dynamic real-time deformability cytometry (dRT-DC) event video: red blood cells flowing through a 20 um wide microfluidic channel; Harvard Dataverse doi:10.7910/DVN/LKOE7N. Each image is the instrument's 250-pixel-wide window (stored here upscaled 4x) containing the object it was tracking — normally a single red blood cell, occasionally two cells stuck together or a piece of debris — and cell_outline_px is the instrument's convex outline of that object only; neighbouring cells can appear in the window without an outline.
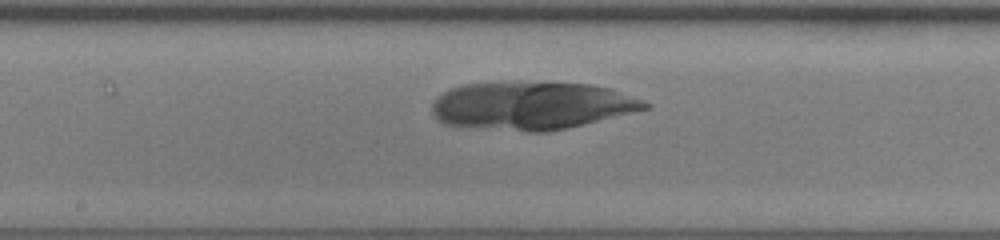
{"species": "human", "species_latin": "Homo sapiens", "temperature_condition": "room temperature", "stored_images_in_passage": 24, "camera_frame_rate_fps": 3000, "um_per_image_px": 0.085, "donor": {"sex": "female"}, "frame": {"image": 1, "passage_image": 11, "time_ms": 3.333, "image_size_px": [1000, 240], "cell_outline_px": [[652, 104], [648, 108], [568, 128], [548, 132], [528, 132], [444, 124], [432, 116], [432, 104], [436, 96], [448, 88], [464, 84], [592, 84], [608, 88], [644, 100]], "centroid_in_image_um": [45.15, 9.01], "position_along_channel_um": 203.0, "area_um2": 58.44}}
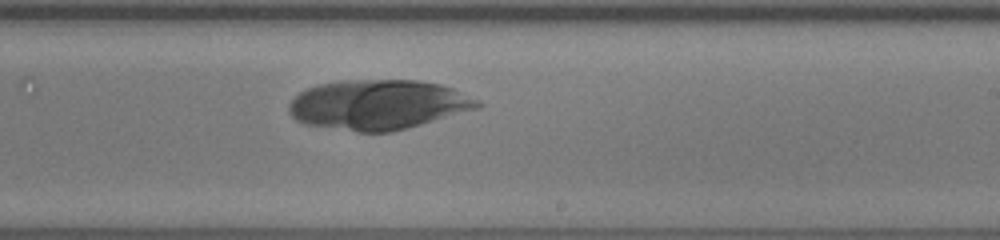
{"frame": {"image": 2, "passage_image": 15, "time_ms": 4.667, "image_size_px": [1000, 240], "cell_outline_px": [[484, 104], [476, 108], [392, 132], [356, 132], [304, 124], [296, 120], [288, 112], [288, 104], [300, 92], [308, 88], [320, 84], [352, 80], [420, 80], [440, 84], [452, 88], [480, 100]], "centroid_in_image_um": [32.12, 8.9], "position_along_channel_um": 256.9, "area_um2": 54.45}}
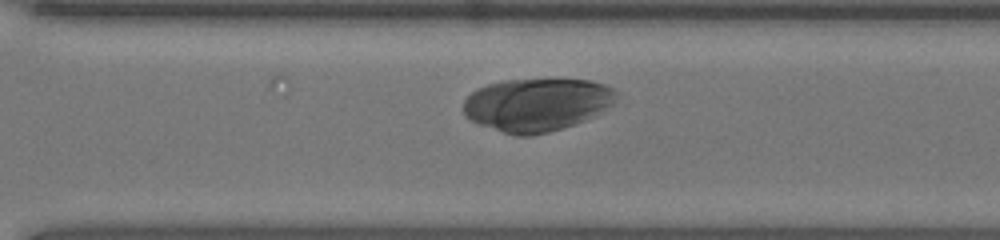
{"frame": {"image": 3, "passage_image": 20, "time_ms": 6.333, "image_size_px": [1000, 240], "cell_outline_px": [[616, 92], [612, 104], [592, 116], [584, 120], [548, 132], [532, 136], [512, 136], [468, 120], [464, 116], [464, 100], [472, 92], [488, 84], [508, 80], [588, 80], [604, 84], [612, 88]], "centroid_in_image_um": [45.57, 8.91], "position_along_channel_um": 325.0, "area_um2": 46.7}}